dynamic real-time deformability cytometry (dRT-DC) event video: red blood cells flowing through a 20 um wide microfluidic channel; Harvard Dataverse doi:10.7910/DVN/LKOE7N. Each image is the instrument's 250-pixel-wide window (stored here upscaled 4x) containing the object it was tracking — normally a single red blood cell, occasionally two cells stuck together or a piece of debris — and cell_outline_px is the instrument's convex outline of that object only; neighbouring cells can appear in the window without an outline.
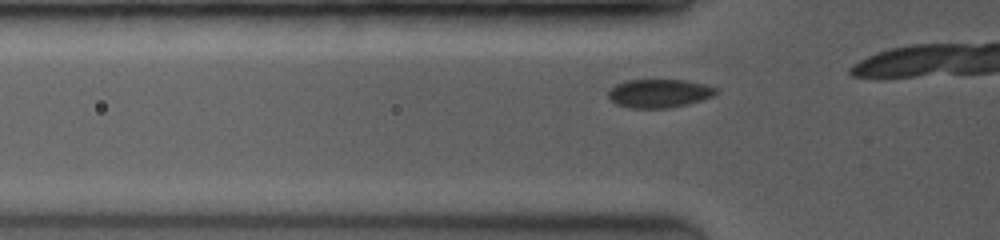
{"species": "common noctule bat (a hibernating species)", "species_latin": "Nyctalus noctula", "temperature_condition": "room temperature", "stored_images_in_passage": 9, "camera_frame_rate_fps": 3500, "um_per_image_px": 0.085, "animal": {"sex": "female", "body_mass_g": 19.0, "forearm_length_mm": 53.3}, "frame": {"image": 1, "passage_image": 3, "time_ms": 0.571, "image_size_px": [1000, 240], "cell_outline_px": [[720, 92], [712, 96], [688, 104], [668, 108], [628, 108], [616, 104], [608, 96], [608, 92], [616, 84], [628, 80], [688, 80], [704, 84], [716, 88]], "centroid_in_image_um": [56.04, 7.94], "position_along_channel_um": 69.8, "area_um2": 17.86}}